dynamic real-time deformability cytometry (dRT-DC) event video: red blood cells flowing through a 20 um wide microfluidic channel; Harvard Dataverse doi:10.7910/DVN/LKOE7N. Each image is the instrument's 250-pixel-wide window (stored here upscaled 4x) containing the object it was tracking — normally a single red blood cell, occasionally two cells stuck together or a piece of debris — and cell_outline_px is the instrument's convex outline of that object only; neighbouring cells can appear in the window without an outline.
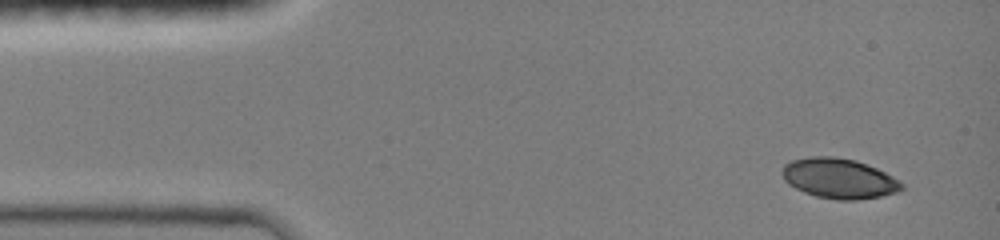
{"species": "common noctule bat (a hibernating species)", "species_latin": "Nyctalus noctula", "temperature_condition": "room temperature", "stored_images_in_passage": 56, "camera_frame_rate_fps": 3000, "um_per_image_px": 0.085, "animal": {"sex": "female", "body_mass_g": 19.0, "forearm_length_mm": 51.5}, "frame": {"image": 1, "passage_image": 1, "time_ms": 0.0, "image_size_px": [1000, 240], "cell_outline_px": [[904, 188], [896, 192], [880, 196], [856, 200], [836, 200], [816, 196], [804, 192], [788, 184], [784, 180], [784, 164], [792, 160], [812, 156], [832, 156], [856, 160], [876, 168], [892, 176], [904, 184]], "centroid_in_image_um": [71.32, 15.17], "position_along_channel_um": 13.7, "area_um2": 27.74}}
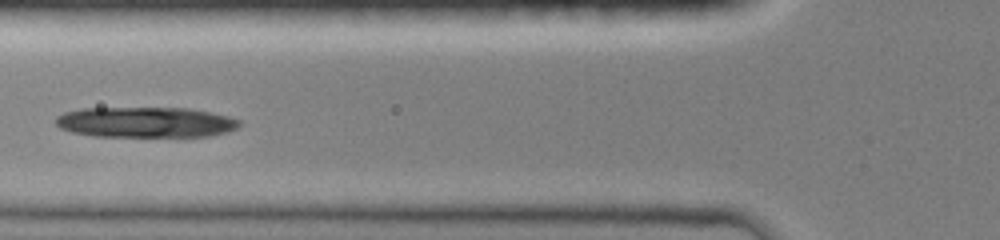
{"frame": {"image": 2, "passage_image": 22, "time_ms": 4.667, "image_size_px": [1000, 240], "cell_outline_px": [[240, 124], [236, 128], [224, 132], [208, 136], [96, 136], [72, 132], [60, 128], [56, 124], [56, 116], [64, 112], [80, 108], [188, 108], [228, 116], [240, 120]], "centroid_in_image_um": [12.33, 10.38], "position_along_channel_um": 113.5, "area_um2": 32.43}}
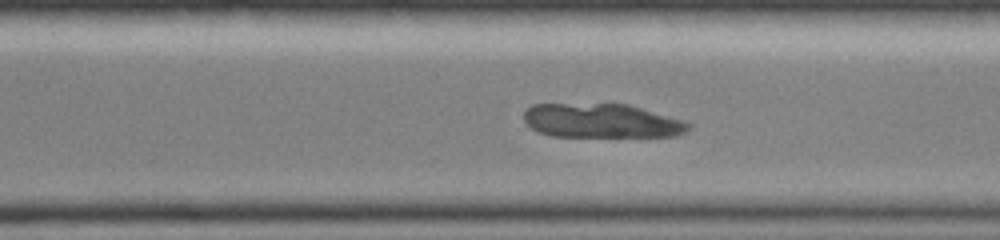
{"frame": {"image": 3, "passage_image": 43, "time_ms": 9.667, "image_size_px": [1000, 240], "cell_outline_px": [[692, 128], [676, 136], [552, 136], [540, 132], [532, 128], [524, 120], [524, 112], [532, 104], [628, 104], [684, 120], [692, 124]], "centroid_in_image_um": [51.17, 10.26], "position_along_channel_um": 319.4, "area_um2": 32.66}}